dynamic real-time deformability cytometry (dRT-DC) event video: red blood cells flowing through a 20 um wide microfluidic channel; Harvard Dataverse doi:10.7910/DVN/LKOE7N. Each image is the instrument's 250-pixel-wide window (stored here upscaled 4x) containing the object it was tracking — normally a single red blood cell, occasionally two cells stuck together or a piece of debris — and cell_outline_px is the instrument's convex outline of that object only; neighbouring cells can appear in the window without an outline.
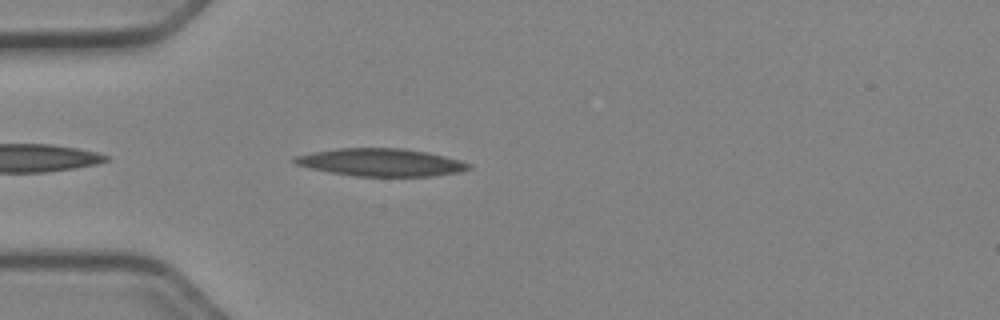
{"species": "Egyptian fruit bat (a non-hibernating species)", "species_latin": "Rousettus aegyptiacus", "temperature_condition": "cold", "stored_images_in_passage": 25, "camera_frame_rate_fps": 3000, "um_per_image_px": 0.085, "animal": {"sex": "female"}, "frame": {"image": 1, "passage_image": 2, "time_ms": 0.333, "image_size_px": [1000, 320], "cell_outline_px": [[472, 168], [460, 172], [432, 176], [356, 176], [332, 172], [312, 168], [296, 164], [292, 160], [296, 156], [312, 152], [340, 148], [404, 148], [428, 152], [460, 160], [472, 164]], "centroid_in_image_um": [32.45, 13.79], "position_along_channel_um": 52.6, "area_um2": 27.92}}
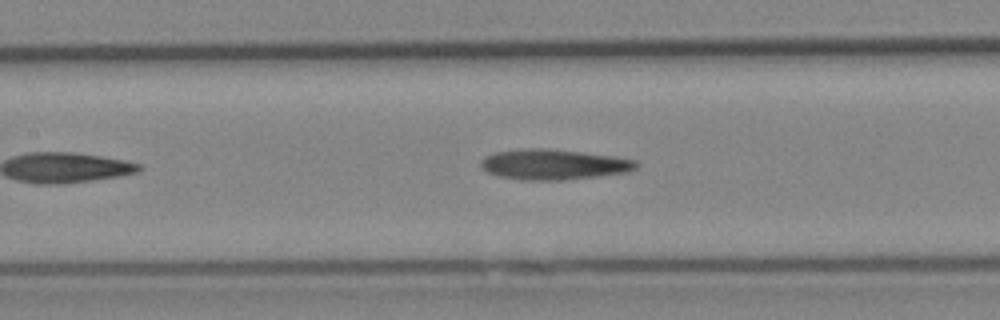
{"frame": {"image": 2, "passage_image": 11, "time_ms": 3.333, "image_size_px": [1000, 320], "cell_outline_px": [[640, 164], [636, 168], [628, 172], [564, 180], [524, 180], [496, 176], [480, 168], [480, 160], [484, 156], [496, 152], [528, 148], [548, 148], [612, 156], [636, 160]], "centroid_in_image_um": [47.03, 13.98], "position_along_channel_um": 160.4, "area_um2": 27.57}}
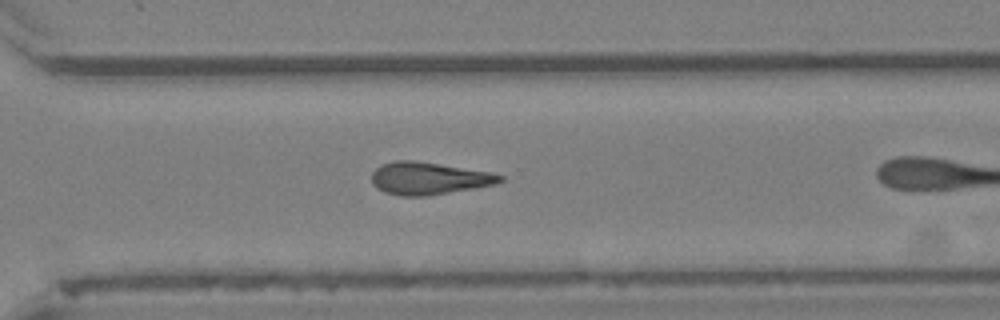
{"frame": {"image": 3, "passage_image": 21, "time_ms": 6.667, "image_size_px": [1000, 320], "cell_outline_px": [[504, 180], [496, 184], [428, 196], [400, 196], [384, 192], [376, 188], [372, 184], [372, 172], [376, 168], [384, 164], [396, 160], [416, 160], [492, 172], [504, 176]], "centroid_in_image_um": [36.45, 15.16], "position_along_channel_um": 334.2, "area_um2": 24.39}}